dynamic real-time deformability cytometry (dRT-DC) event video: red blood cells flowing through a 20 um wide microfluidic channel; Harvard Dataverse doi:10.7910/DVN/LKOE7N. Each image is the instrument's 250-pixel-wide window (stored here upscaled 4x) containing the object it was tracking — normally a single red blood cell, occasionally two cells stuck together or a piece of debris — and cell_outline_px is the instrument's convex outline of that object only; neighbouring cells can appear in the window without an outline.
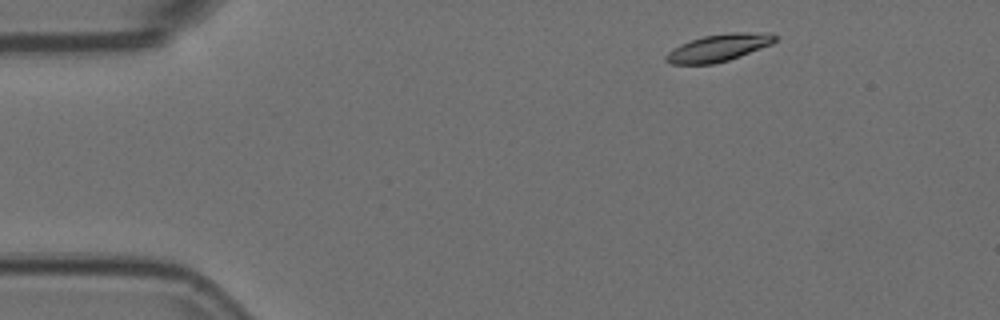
{"species": "Egyptian fruit bat (a non-hibernating species)", "species_latin": "Rousettus aegyptiacus", "temperature_condition": "room temperature", "stored_images_in_passage": 3, "camera_frame_rate_fps": 3000, "um_per_image_px": 0.085, "animal": {"sex": "female"}, "frame": {"image": 1, "passage_image": 1, "time_ms": 0.0, "image_size_px": [1000, 320], "cell_outline_px": [[780, 36], [772, 44], [740, 56], [728, 60], [712, 64], [672, 64], [664, 60], [664, 56], [668, 52], [680, 44], [704, 36], [728, 32], [768, 32]], "centroid_in_image_um": [61.12, 4.05], "position_along_channel_um": 23.9, "area_um2": 17.4}}